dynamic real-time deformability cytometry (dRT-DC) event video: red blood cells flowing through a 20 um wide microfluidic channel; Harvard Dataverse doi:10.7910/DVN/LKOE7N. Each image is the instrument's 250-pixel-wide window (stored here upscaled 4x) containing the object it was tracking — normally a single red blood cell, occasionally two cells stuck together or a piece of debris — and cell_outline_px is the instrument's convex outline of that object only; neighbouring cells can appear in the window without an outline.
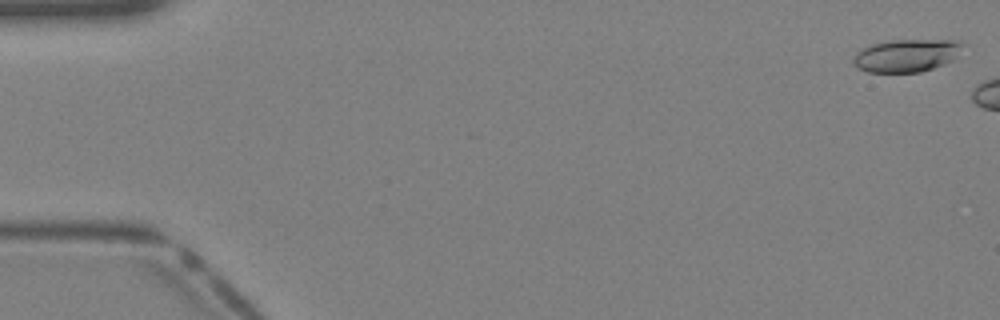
{"species": "Egyptian fruit bat (a non-hibernating species)", "species_latin": "Rousettus aegyptiacus", "temperature_condition": "warm", "stored_images_in_passage": 11, "camera_frame_rate_fps": 3000, "um_per_image_px": 0.085, "animal": {"sex": "female"}, "frame": {"image": 1, "passage_image": 1, "time_ms": 0.0, "image_size_px": [1000, 320], "cell_outline_px": [[968, 44], [952, 60], [944, 64], [920, 72], [868, 72], [860, 68], [852, 60], [856, 52], [872, 44], [892, 40], [956, 40]], "centroid_in_image_um": [77.11, 4.7], "position_along_channel_um": 7.9, "area_um2": 20.81}}